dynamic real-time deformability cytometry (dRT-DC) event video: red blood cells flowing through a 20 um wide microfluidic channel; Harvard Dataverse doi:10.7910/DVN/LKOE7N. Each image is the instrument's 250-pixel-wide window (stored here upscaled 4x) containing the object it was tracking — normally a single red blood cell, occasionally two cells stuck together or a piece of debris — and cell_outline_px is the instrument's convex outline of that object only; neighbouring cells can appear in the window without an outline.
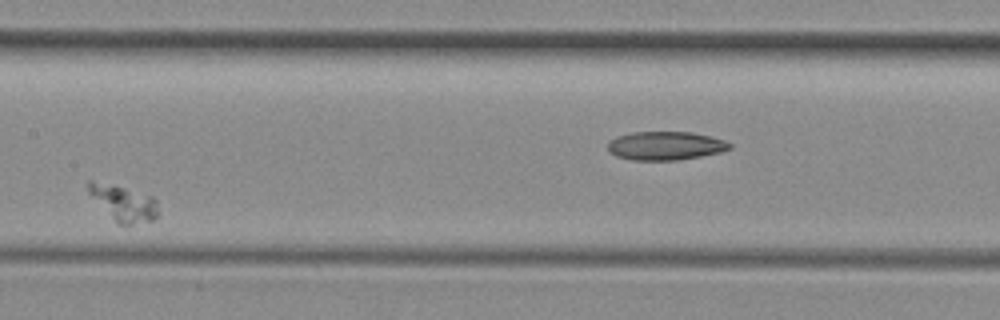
{"species": "common noctule bat (a hibernating species)", "species_latin": "Nyctalus noctula", "temperature_condition": "room temperature", "stored_images_in_passage": 11, "camera_frame_rate_fps": 3000, "um_per_image_px": 0.085, "animal": {"sex": "female", "body_mass_g": 29.2, "forearm_length_mm": 56.3}, "frame": {"image": 1, "passage_image": 5, "time_ms": 8.0, "image_size_px": [1000, 320], "cell_outline_px": [[156, 216], [152, 220], [132, 224], [116, 224], [88, 192], [88, 180], [92, 180], [152, 196], [156, 200]], "centroid_in_image_um": [10.47, 17.28], "position_along_channel_um": 196.9, "area_um2": 13.93}}
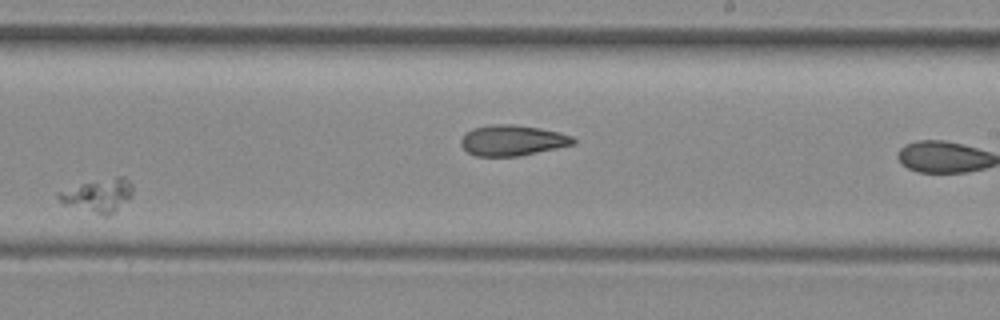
{"frame": {"image": 2, "passage_image": 7, "time_ms": 10.333, "image_size_px": [1000, 320], "cell_outline_px": [[132, 192], [128, 200], [116, 212], [108, 216], [104, 216], [64, 204], [56, 196], [56, 192], [80, 184], [116, 176], [124, 176], [132, 184]], "centroid_in_image_um": [8.36, 16.61], "position_along_channel_um": 280.6, "area_um2": 14.39}}
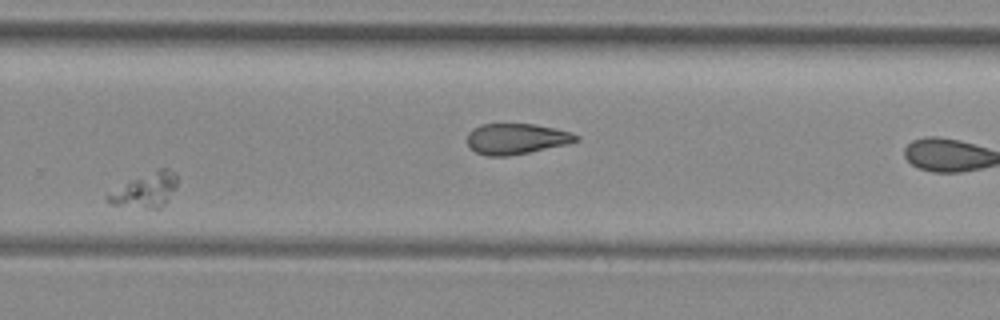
{"frame": {"image": 3, "passage_image": 8, "time_ms": 11.333, "image_size_px": [1000, 320], "cell_outline_px": [[176, 188], [164, 204], [160, 208], [148, 208], [112, 204], [104, 196], [132, 180], [160, 168], [168, 168], [176, 172]], "centroid_in_image_um": [12.41, 16.16], "position_along_channel_um": 317.4, "area_um2": 13.35}}